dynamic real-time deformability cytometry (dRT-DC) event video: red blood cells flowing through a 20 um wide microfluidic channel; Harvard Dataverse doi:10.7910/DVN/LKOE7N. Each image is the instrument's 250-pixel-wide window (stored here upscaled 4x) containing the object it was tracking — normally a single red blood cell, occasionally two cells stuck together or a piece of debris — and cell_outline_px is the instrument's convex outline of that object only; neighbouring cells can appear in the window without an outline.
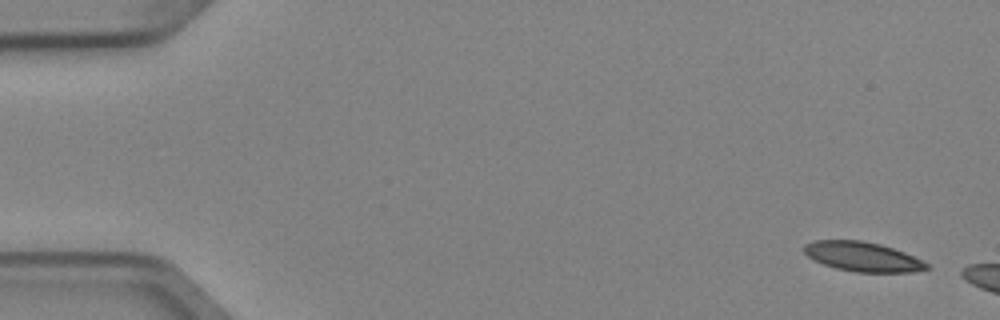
{"species": "Egyptian fruit bat (a non-hibernating species)", "species_latin": "Rousettus aegyptiacus", "temperature_condition": "cold", "stored_images_in_passage": 5, "camera_frame_rate_fps": 3000, "um_per_image_px": 0.085, "animal": {"sex": "female"}, "frame": {"image": 1, "passage_image": 1, "time_ms": 0.0, "image_size_px": [1000, 320], "cell_outline_px": [[932, 268], [912, 272], [856, 272], [836, 268], [812, 260], [804, 252], [804, 244], [816, 240], [860, 240], [880, 244], [904, 252], [928, 264]], "centroid_in_image_um": [73.3, 21.82], "position_along_channel_um": 11.7, "area_um2": 20.98}}